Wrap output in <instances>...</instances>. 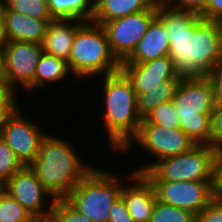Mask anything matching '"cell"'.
I'll list each match as a JSON object with an SVG mask.
<instances>
[{"label":"cell","instance_id":"obj_1","mask_svg":"<svg viewBox=\"0 0 222 222\" xmlns=\"http://www.w3.org/2000/svg\"><path fill=\"white\" fill-rule=\"evenodd\" d=\"M156 17L169 39V57L183 77H206L222 61V22L158 2Z\"/></svg>","mask_w":222,"mask_h":222},{"label":"cell","instance_id":"obj_2","mask_svg":"<svg viewBox=\"0 0 222 222\" xmlns=\"http://www.w3.org/2000/svg\"><path fill=\"white\" fill-rule=\"evenodd\" d=\"M29 168L55 200L65 199L92 169L82 164L68 141L48 134Z\"/></svg>","mask_w":222,"mask_h":222},{"label":"cell","instance_id":"obj_3","mask_svg":"<svg viewBox=\"0 0 222 222\" xmlns=\"http://www.w3.org/2000/svg\"><path fill=\"white\" fill-rule=\"evenodd\" d=\"M103 90L109 142L112 150L123 153L131 147L142 122L137 111V94L121 70L104 76Z\"/></svg>","mask_w":222,"mask_h":222},{"label":"cell","instance_id":"obj_4","mask_svg":"<svg viewBox=\"0 0 222 222\" xmlns=\"http://www.w3.org/2000/svg\"><path fill=\"white\" fill-rule=\"evenodd\" d=\"M172 101L180 116V129L196 145H212L211 115L215 100L210 79L183 77Z\"/></svg>","mask_w":222,"mask_h":222},{"label":"cell","instance_id":"obj_5","mask_svg":"<svg viewBox=\"0 0 222 222\" xmlns=\"http://www.w3.org/2000/svg\"><path fill=\"white\" fill-rule=\"evenodd\" d=\"M74 76L86 78L118 72L121 63L113 55L102 25L84 21L76 30L67 62Z\"/></svg>","mask_w":222,"mask_h":222},{"label":"cell","instance_id":"obj_6","mask_svg":"<svg viewBox=\"0 0 222 222\" xmlns=\"http://www.w3.org/2000/svg\"><path fill=\"white\" fill-rule=\"evenodd\" d=\"M220 149L214 145H196L191 151L163 158L138 168L149 181L216 182V162Z\"/></svg>","mask_w":222,"mask_h":222},{"label":"cell","instance_id":"obj_7","mask_svg":"<svg viewBox=\"0 0 222 222\" xmlns=\"http://www.w3.org/2000/svg\"><path fill=\"white\" fill-rule=\"evenodd\" d=\"M118 180L109 172L92 168L65 200L92 222H109L110 208L122 188Z\"/></svg>","mask_w":222,"mask_h":222},{"label":"cell","instance_id":"obj_8","mask_svg":"<svg viewBox=\"0 0 222 222\" xmlns=\"http://www.w3.org/2000/svg\"><path fill=\"white\" fill-rule=\"evenodd\" d=\"M158 2L140 13L116 18L102 24L117 60L122 63L135 50L138 42L147 32L151 21L156 17Z\"/></svg>","mask_w":222,"mask_h":222},{"label":"cell","instance_id":"obj_9","mask_svg":"<svg viewBox=\"0 0 222 222\" xmlns=\"http://www.w3.org/2000/svg\"><path fill=\"white\" fill-rule=\"evenodd\" d=\"M159 202L199 214L215 198V182L150 181Z\"/></svg>","mask_w":222,"mask_h":222},{"label":"cell","instance_id":"obj_10","mask_svg":"<svg viewBox=\"0 0 222 222\" xmlns=\"http://www.w3.org/2000/svg\"><path fill=\"white\" fill-rule=\"evenodd\" d=\"M42 45L34 42L10 41L4 47L3 83L15 90L20 83L28 91L34 89V75Z\"/></svg>","mask_w":222,"mask_h":222},{"label":"cell","instance_id":"obj_11","mask_svg":"<svg viewBox=\"0 0 222 222\" xmlns=\"http://www.w3.org/2000/svg\"><path fill=\"white\" fill-rule=\"evenodd\" d=\"M2 188L40 221H49L55 199L51 198L50 204L45 207L44 196H49L50 193L29 166H23Z\"/></svg>","mask_w":222,"mask_h":222},{"label":"cell","instance_id":"obj_12","mask_svg":"<svg viewBox=\"0 0 222 222\" xmlns=\"http://www.w3.org/2000/svg\"><path fill=\"white\" fill-rule=\"evenodd\" d=\"M38 125L26 121L16 110L0 128V137L15 153L23 166H29L37 157L41 142L46 136Z\"/></svg>","mask_w":222,"mask_h":222},{"label":"cell","instance_id":"obj_13","mask_svg":"<svg viewBox=\"0 0 222 222\" xmlns=\"http://www.w3.org/2000/svg\"><path fill=\"white\" fill-rule=\"evenodd\" d=\"M133 139L153 154L157 161L187 153L196 146L181 129H166L157 124H140Z\"/></svg>","mask_w":222,"mask_h":222},{"label":"cell","instance_id":"obj_14","mask_svg":"<svg viewBox=\"0 0 222 222\" xmlns=\"http://www.w3.org/2000/svg\"><path fill=\"white\" fill-rule=\"evenodd\" d=\"M120 70L130 80L137 95L147 90L159 89L160 83L165 80L183 78L169 56L141 63H121Z\"/></svg>","mask_w":222,"mask_h":222},{"label":"cell","instance_id":"obj_15","mask_svg":"<svg viewBox=\"0 0 222 222\" xmlns=\"http://www.w3.org/2000/svg\"><path fill=\"white\" fill-rule=\"evenodd\" d=\"M128 177L134 183L122 186L120 197L134 222H150L157 200L153 185L143 174L132 172Z\"/></svg>","mask_w":222,"mask_h":222},{"label":"cell","instance_id":"obj_16","mask_svg":"<svg viewBox=\"0 0 222 222\" xmlns=\"http://www.w3.org/2000/svg\"><path fill=\"white\" fill-rule=\"evenodd\" d=\"M2 19L10 41H25L42 44L48 22L8 10L2 4Z\"/></svg>","mask_w":222,"mask_h":222},{"label":"cell","instance_id":"obj_17","mask_svg":"<svg viewBox=\"0 0 222 222\" xmlns=\"http://www.w3.org/2000/svg\"><path fill=\"white\" fill-rule=\"evenodd\" d=\"M83 22L78 19H54L49 22L41 44L43 52L68 62L75 32Z\"/></svg>","mask_w":222,"mask_h":222},{"label":"cell","instance_id":"obj_18","mask_svg":"<svg viewBox=\"0 0 222 222\" xmlns=\"http://www.w3.org/2000/svg\"><path fill=\"white\" fill-rule=\"evenodd\" d=\"M169 55V39L163 23L155 17L132 54L122 63H141Z\"/></svg>","mask_w":222,"mask_h":222},{"label":"cell","instance_id":"obj_19","mask_svg":"<svg viewBox=\"0 0 222 222\" xmlns=\"http://www.w3.org/2000/svg\"><path fill=\"white\" fill-rule=\"evenodd\" d=\"M154 0H102L94 8L93 22L102 25L116 18L133 15L147 10Z\"/></svg>","mask_w":222,"mask_h":222},{"label":"cell","instance_id":"obj_20","mask_svg":"<svg viewBox=\"0 0 222 222\" xmlns=\"http://www.w3.org/2000/svg\"><path fill=\"white\" fill-rule=\"evenodd\" d=\"M182 78L168 79L159 89L147 90L137 95V111L142 120L161 103L172 101Z\"/></svg>","mask_w":222,"mask_h":222},{"label":"cell","instance_id":"obj_21","mask_svg":"<svg viewBox=\"0 0 222 222\" xmlns=\"http://www.w3.org/2000/svg\"><path fill=\"white\" fill-rule=\"evenodd\" d=\"M54 19H78L92 21L94 7L91 0H47Z\"/></svg>","mask_w":222,"mask_h":222},{"label":"cell","instance_id":"obj_22","mask_svg":"<svg viewBox=\"0 0 222 222\" xmlns=\"http://www.w3.org/2000/svg\"><path fill=\"white\" fill-rule=\"evenodd\" d=\"M70 72L68 63L54 55L42 52L34 75V89L47 82L59 81Z\"/></svg>","mask_w":222,"mask_h":222},{"label":"cell","instance_id":"obj_23","mask_svg":"<svg viewBox=\"0 0 222 222\" xmlns=\"http://www.w3.org/2000/svg\"><path fill=\"white\" fill-rule=\"evenodd\" d=\"M11 11L22 13L39 20L53 21L47 0H0Z\"/></svg>","mask_w":222,"mask_h":222},{"label":"cell","instance_id":"obj_24","mask_svg":"<svg viewBox=\"0 0 222 222\" xmlns=\"http://www.w3.org/2000/svg\"><path fill=\"white\" fill-rule=\"evenodd\" d=\"M180 116L173 101L161 103L154 108L141 124H157L166 129H180Z\"/></svg>","mask_w":222,"mask_h":222},{"label":"cell","instance_id":"obj_25","mask_svg":"<svg viewBox=\"0 0 222 222\" xmlns=\"http://www.w3.org/2000/svg\"><path fill=\"white\" fill-rule=\"evenodd\" d=\"M32 214L0 187V222L28 220Z\"/></svg>","mask_w":222,"mask_h":222},{"label":"cell","instance_id":"obj_26","mask_svg":"<svg viewBox=\"0 0 222 222\" xmlns=\"http://www.w3.org/2000/svg\"><path fill=\"white\" fill-rule=\"evenodd\" d=\"M150 222H196V214L156 200Z\"/></svg>","mask_w":222,"mask_h":222},{"label":"cell","instance_id":"obj_27","mask_svg":"<svg viewBox=\"0 0 222 222\" xmlns=\"http://www.w3.org/2000/svg\"><path fill=\"white\" fill-rule=\"evenodd\" d=\"M23 167L15 153L0 137V184L3 185Z\"/></svg>","mask_w":222,"mask_h":222},{"label":"cell","instance_id":"obj_28","mask_svg":"<svg viewBox=\"0 0 222 222\" xmlns=\"http://www.w3.org/2000/svg\"><path fill=\"white\" fill-rule=\"evenodd\" d=\"M50 222H92L84 214L77 212L65 199L55 200Z\"/></svg>","mask_w":222,"mask_h":222},{"label":"cell","instance_id":"obj_29","mask_svg":"<svg viewBox=\"0 0 222 222\" xmlns=\"http://www.w3.org/2000/svg\"><path fill=\"white\" fill-rule=\"evenodd\" d=\"M15 93L13 88L0 83V128L19 109L15 100Z\"/></svg>","mask_w":222,"mask_h":222},{"label":"cell","instance_id":"obj_30","mask_svg":"<svg viewBox=\"0 0 222 222\" xmlns=\"http://www.w3.org/2000/svg\"><path fill=\"white\" fill-rule=\"evenodd\" d=\"M196 222H222V200L215 197L196 215Z\"/></svg>","mask_w":222,"mask_h":222},{"label":"cell","instance_id":"obj_31","mask_svg":"<svg viewBox=\"0 0 222 222\" xmlns=\"http://www.w3.org/2000/svg\"><path fill=\"white\" fill-rule=\"evenodd\" d=\"M212 145L222 150V103H215L211 115Z\"/></svg>","mask_w":222,"mask_h":222},{"label":"cell","instance_id":"obj_32","mask_svg":"<svg viewBox=\"0 0 222 222\" xmlns=\"http://www.w3.org/2000/svg\"><path fill=\"white\" fill-rule=\"evenodd\" d=\"M165 3L173 9L201 15L205 11L207 0H166Z\"/></svg>","mask_w":222,"mask_h":222},{"label":"cell","instance_id":"obj_33","mask_svg":"<svg viewBox=\"0 0 222 222\" xmlns=\"http://www.w3.org/2000/svg\"><path fill=\"white\" fill-rule=\"evenodd\" d=\"M109 215V222H134L120 196L112 204Z\"/></svg>","mask_w":222,"mask_h":222},{"label":"cell","instance_id":"obj_34","mask_svg":"<svg viewBox=\"0 0 222 222\" xmlns=\"http://www.w3.org/2000/svg\"><path fill=\"white\" fill-rule=\"evenodd\" d=\"M213 84L215 103H222V61L207 76Z\"/></svg>","mask_w":222,"mask_h":222},{"label":"cell","instance_id":"obj_35","mask_svg":"<svg viewBox=\"0 0 222 222\" xmlns=\"http://www.w3.org/2000/svg\"><path fill=\"white\" fill-rule=\"evenodd\" d=\"M200 16L207 21L222 22V0H207L205 11Z\"/></svg>","mask_w":222,"mask_h":222},{"label":"cell","instance_id":"obj_36","mask_svg":"<svg viewBox=\"0 0 222 222\" xmlns=\"http://www.w3.org/2000/svg\"><path fill=\"white\" fill-rule=\"evenodd\" d=\"M215 197L222 200V150L216 162Z\"/></svg>","mask_w":222,"mask_h":222},{"label":"cell","instance_id":"obj_37","mask_svg":"<svg viewBox=\"0 0 222 222\" xmlns=\"http://www.w3.org/2000/svg\"><path fill=\"white\" fill-rule=\"evenodd\" d=\"M9 43L6 35L3 19H2V2L0 1V48H3Z\"/></svg>","mask_w":222,"mask_h":222},{"label":"cell","instance_id":"obj_38","mask_svg":"<svg viewBox=\"0 0 222 222\" xmlns=\"http://www.w3.org/2000/svg\"><path fill=\"white\" fill-rule=\"evenodd\" d=\"M4 74V49L0 48V83H3Z\"/></svg>","mask_w":222,"mask_h":222},{"label":"cell","instance_id":"obj_39","mask_svg":"<svg viewBox=\"0 0 222 222\" xmlns=\"http://www.w3.org/2000/svg\"><path fill=\"white\" fill-rule=\"evenodd\" d=\"M20 222H40V220L37 217L32 215L28 220H23Z\"/></svg>","mask_w":222,"mask_h":222},{"label":"cell","instance_id":"obj_40","mask_svg":"<svg viewBox=\"0 0 222 222\" xmlns=\"http://www.w3.org/2000/svg\"><path fill=\"white\" fill-rule=\"evenodd\" d=\"M102 0H94L92 6L95 8Z\"/></svg>","mask_w":222,"mask_h":222},{"label":"cell","instance_id":"obj_41","mask_svg":"<svg viewBox=\"0 0 222 222\" xmlns=\"http://www.w3.org/2000/svg\"><path fill=\"white\" fill-rule=\"evenodd\" d=\"M155 2H159V3H165L166 0H154Z\"/></svg>","mask_w":222,"mask_h":222}]
</instances>
